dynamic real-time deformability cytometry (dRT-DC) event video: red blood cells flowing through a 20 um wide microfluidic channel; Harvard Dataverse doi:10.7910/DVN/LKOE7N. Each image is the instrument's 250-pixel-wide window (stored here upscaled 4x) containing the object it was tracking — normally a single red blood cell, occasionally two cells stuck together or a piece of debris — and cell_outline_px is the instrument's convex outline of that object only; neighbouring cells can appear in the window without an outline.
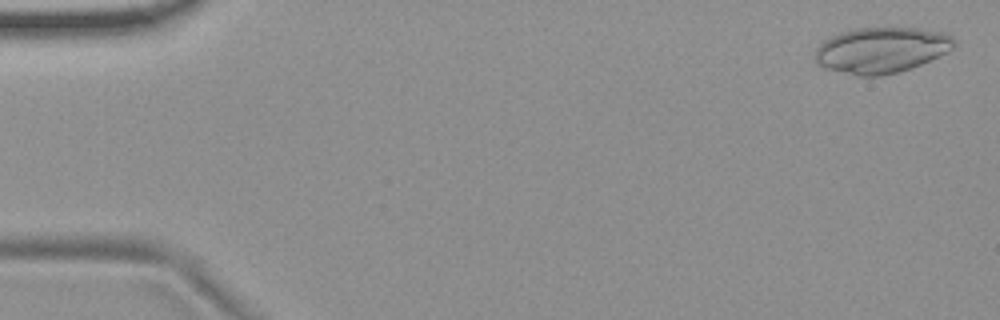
{"species": "common noctule bat (a hibernating species)", "species_latin": "Nyctalus noctula", "temperature_condition": "room temperature", "stored_images_in_passage": 54, "camera_frame_rate_fps": 3000, "um_per_image_px": 0.085, "animal": {"sex": "female", "body_mass_g": 19.9}, "frame": {"image": 1, "passage_image": 2, "time_ms": 0.333, "image_size_px": [1000, 320], "cell_outline_px": [[956, 44], [952, 48], [912, 68], [880, 76], [860, 76], [824, 68], [816, 64], [812, 60], [816, 48], [824, 40], [840, 32], [856, 28], [920, 28], [948, 32], [956, 40]], "centroid_in_image_um": [74.88, 4.25], "position_along_channel_um": 10.1, "area_um2": 37.22}}
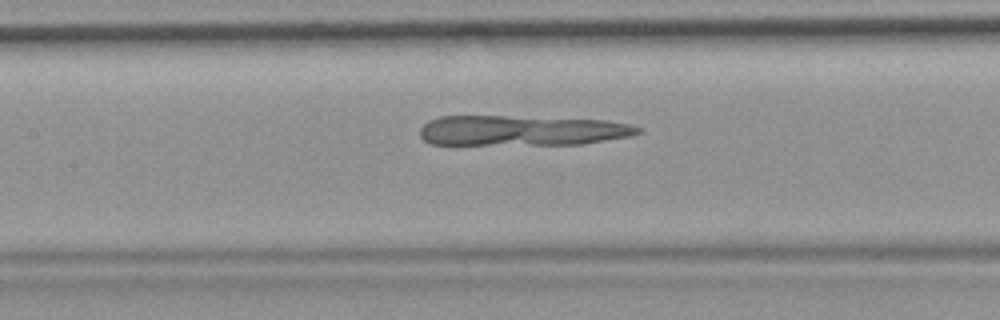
{"frame": {"image": 2, "passage_image": 25, "time_ms": 8.0, "image_size_px": [1000, 320], "cell_outline_px": [[644, 128], [640, 132], [632, 136], [584, 144], [432, 144], [424, 140], [420, 136], [420, 128], [428, 120], [440, 116], [504, 116], [608, 120], [632, 124]], "centroid_in_image_um": [44.41, 11.09], "position_along_channel_um": 163.0, "area_um2": 38.61}}
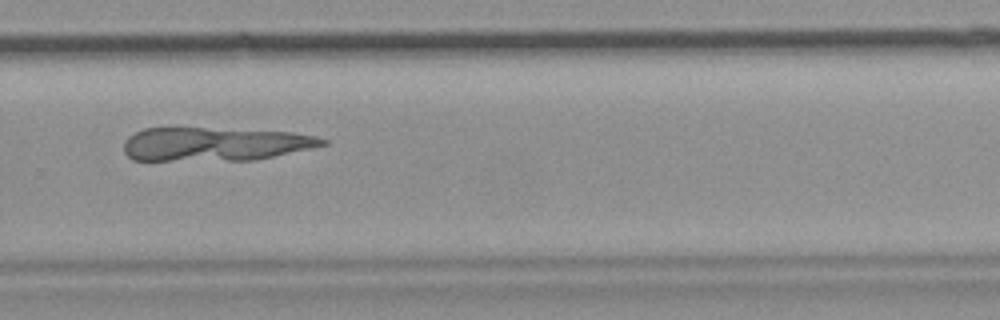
{"frame": {"image": 3, "passage_image": 37, "time_ms": 12.0, "image_size_px": [1000, 320], "cell_outline_px": [[328, 144], [256, 160], [132, 160], [124, 152], [124, 140], [128, 136], [144, 128], [204, 128], [292, 132], [316, 136], [328, 140]], "centroid_in_image_um": [18.24, 12.25], "position_along_channel_um": 311.6, "area_um2": 38.84}}